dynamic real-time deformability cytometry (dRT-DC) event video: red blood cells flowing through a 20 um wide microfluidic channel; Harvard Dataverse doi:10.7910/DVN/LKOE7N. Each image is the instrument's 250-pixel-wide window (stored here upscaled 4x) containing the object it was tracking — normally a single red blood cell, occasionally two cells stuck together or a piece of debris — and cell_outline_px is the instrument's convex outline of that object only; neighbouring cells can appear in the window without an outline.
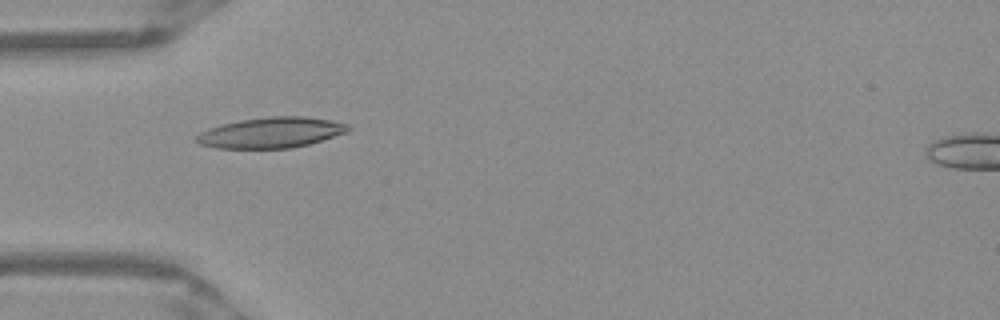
{"species": "Egyptian fruit bat (a non-hibernating species)", "species_latin": "Rousettus aegyptiacus", "temperature_condition": "warm", "stored_images_in_passage": 44, "camera_frame_rate_fps": 3000, "um_per_image_px": 0.085, "frame": {"image": 1, "passage_image": 9, "time_ms": 2.667, "image_size_px": [1000, 320], "cell_outline_px": [[352, 128], [348, 132], [308, 144], [292, 148], [216, 148], [200, 144], [196, 140], [196, 136], [200, 132], [208, 128], [240, 120], [272, 116], [304, 116], [328, 120], [348, 124]], "centroid_in_image_um": [23.05, 11.27], "position_along_channel_um": 61.9, "area_um2": 26.88}}
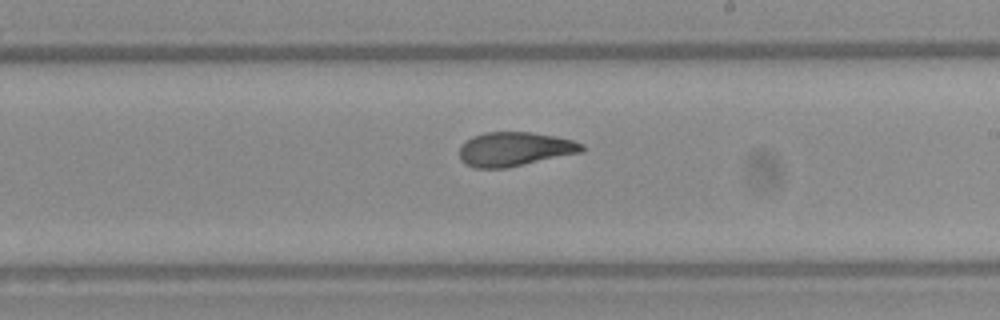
{"frame": {"image": 2, "passage_image": 23, "time_ms": 7.333, "image_size_px": [1000, 320], "cell_outline_px": [[584, 152], [508, 168], [476, 168], [464, 164], [460, 160], [460, 144], [472, 136], [484, 132], [532, 132], [556, 136], [572, 140], [584, 144]], "centroid_in_image_um": [43.75, 12.68], "position_along_channel_um": 245.3, "area_um2": 24.74}}
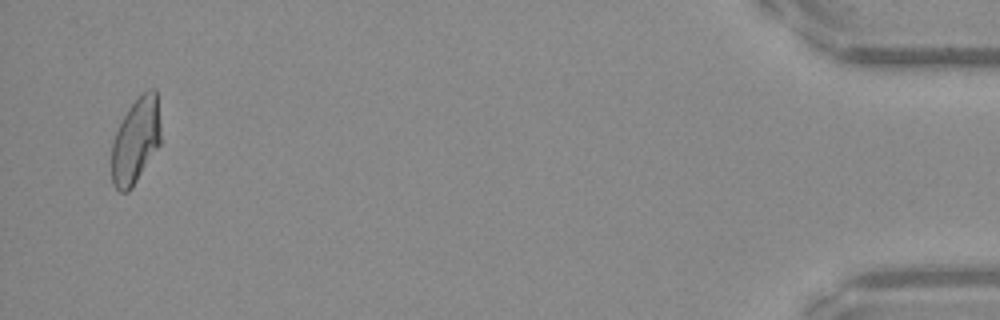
{"frame": {"image": 3, "passage_image": 43, "time_ms": 14.0, "image_size_px": [1000, 320], "cell_outline_px": [[160, 144], [132, 188], [128, 192], [120, 192], [112, 184], [112, 144], [116, 132], [128, 108], [140, 92], [148, 88], [156, 88], [160, 124]], "centroid_in_image_um": [11.54, 11.92], "position_along_channel_um": 423.7, "area_um2": 24.62}, "authors_computed_cell_mechanics": {"area_um2": 24.9118, "velocity_mm_per_s": 3.9433, "shape_relaxation_time_tau1_ms": 10.5144, "shape_relaxation_time_tau2_ms": 1.8144, "deformation_change_tau1": 0.2735, "deformation_change_tau2": 0.0941}}